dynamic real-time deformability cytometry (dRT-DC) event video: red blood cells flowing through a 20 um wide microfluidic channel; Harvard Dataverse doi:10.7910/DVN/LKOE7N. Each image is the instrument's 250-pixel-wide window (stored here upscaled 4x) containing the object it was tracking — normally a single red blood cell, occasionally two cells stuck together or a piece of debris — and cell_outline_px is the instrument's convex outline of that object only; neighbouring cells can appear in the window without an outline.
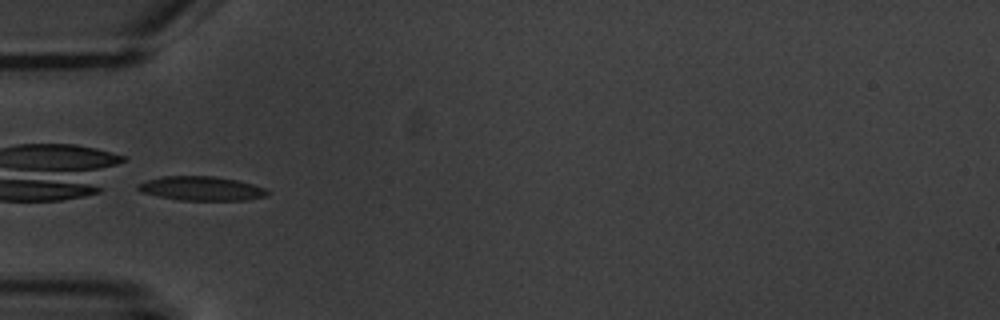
{"species": "common noctule bat (a hibernating species)", "species_latin": "Nyctalus noctula", "temperature_condition": "warm", "stored_images_in_passage": 12, "camera_frame_rate_fps": 3000, "um_per_image_px": 0.085, "animal": {"sex": "male", "body_mass_g": 20.1, "forearm_length_mm": 53.5}, "frame": {"image": 1, "passage_image": 6, "time_ms": 6.667, "image_size_px": [1000, 320], "cell_outline_px": [[268, 196], [244, 200], [180, 200], [140, 192], [136, 188], [136, 184], [148, 180], [164, 176], [212, 176], [236, 180], [252, 184], [264, 188], [268, 192]], "centroid_in_image_um": [17.09, 16.02], "position_along_channel_um": 67.9, "area_um2": 18.03}}
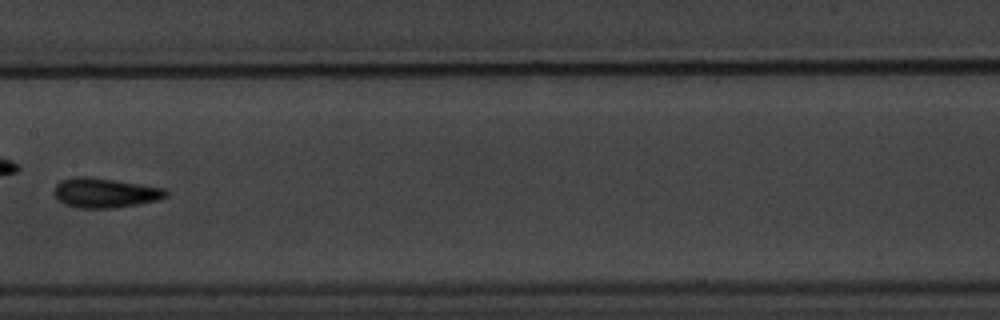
{"frame": {"image": 2, "passage_image": 9, "time_ms": 10.333, "image_size_px": [1000, 320], "cell_outline_px": [[168, 196], [156, 200], [136, 204], [112, 208], [76, 208], [64, 204], [52, 192], [56, 184], [60, 180], [72, 176], [88, 176], [140, 184], [164, 188], [168, 192]], "centroid_in_image_um": [8.87, 16.38], "position_along_channel_um": 198.5, "area_um2": 19.36}}
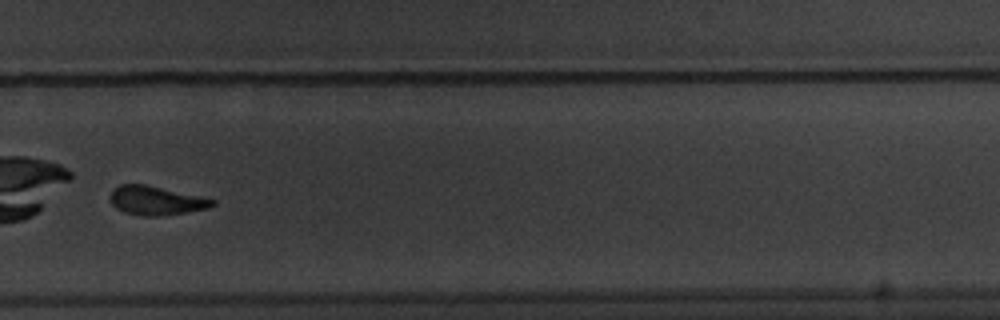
{"frame": {"image": 3, "passage_image": 12, "time_ms": 13.667, "image_size_px": [1000, 320], "cell_outline_px": [[216, 204], [208, 208], [160, 216], [140, 216], [124, 212], [116, 208], [112, 204], [108, 196], [112, 188], [120, 184], [144, 184], [216, 200]], "centroid_in_image_um": [13.19, 17.05], "position_along_channel_um": 316.6, "area_um2": 17.17}}